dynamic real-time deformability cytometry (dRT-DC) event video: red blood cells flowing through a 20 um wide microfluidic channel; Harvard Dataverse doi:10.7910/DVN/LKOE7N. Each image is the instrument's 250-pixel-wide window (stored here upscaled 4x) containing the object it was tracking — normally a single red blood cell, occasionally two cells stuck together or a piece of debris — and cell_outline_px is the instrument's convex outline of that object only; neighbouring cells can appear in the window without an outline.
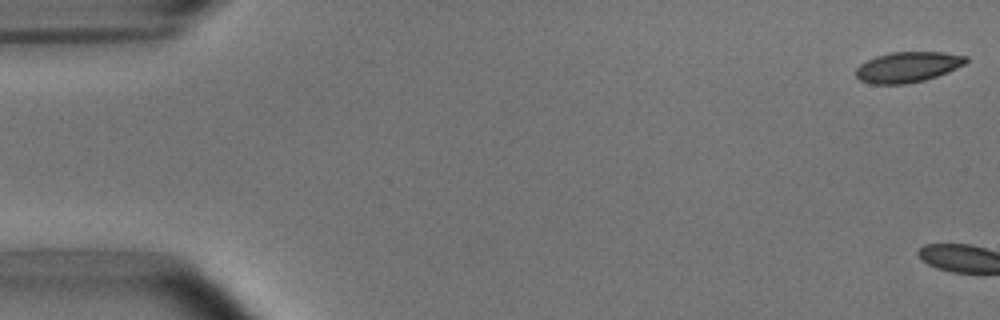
{"species": "common noctule bat (a hibernating species)", "species_latin": "Nyctalus noctula", "temperature_condition": "room temperature", "stored_images_in_passage": 6, "camera_frame_rate_fps": 3000, "um_per_image_px": 0.085, "animal": {"sex": "male", "body_mass_g": 15.6}, "frame": {"image": 1, "passage_image": 1, "time_ms": 0.0, "image_size_px": [1000, 320], "cell_outline_px": [[968, 60], [964, 64], [956, 68], [936, 76], [924, 80], [904, 84], [872, 84], [860, 80], [856, 76], [856, 68], [860, 64], [876, 56], [888, 52], [940, 52], [968, 56]], "centroid_in_image_um": [77.13, 5.69], "position_along_channel_um": 7.9, "area_um2": 19.42}}